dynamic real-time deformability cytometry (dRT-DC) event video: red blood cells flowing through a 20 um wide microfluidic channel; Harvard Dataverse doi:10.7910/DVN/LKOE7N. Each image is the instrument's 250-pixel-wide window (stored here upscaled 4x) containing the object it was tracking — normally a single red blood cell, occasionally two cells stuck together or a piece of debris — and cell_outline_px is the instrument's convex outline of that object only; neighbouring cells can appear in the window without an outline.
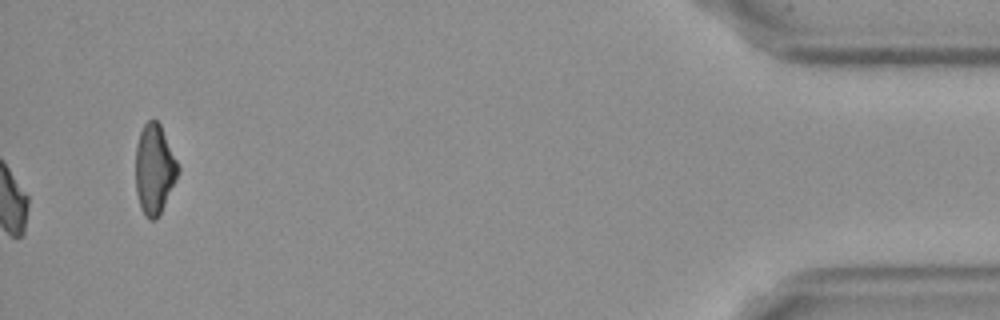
{"species": "Egyptian fruit bat (a non-hibernating species)", "species_latin": "Rousettus aegyptiacus", "temperature_condition": "cold", "stored_images_in_passage": 42, "camera_frame_rate_fps": 3000, "um_per_image_px": 0.085, "frame": {"image": 1, "passage_image": 42, "time_ms": 13.667, "image_size_px": [1000, 320], "cell_outline_px": [[180, 172], [156, 220], [148, 220], [144, 216], [140, 208], [136, 192], [136, 144], [140, 132], [144, 124], [152, 116], [160, 124], [180, 168]], "centroid_in_image_um": [13.11, 14.38], "position_along_channel_um": 422.1, "area_um2": 22.25}, "authors_computed_cell_mechanics": {"area_um2": 17.6868, "velocity_mm_per_s": 3.6447, "shape_relaxation_time_tau1_ms": null, "shape_relaxation_time_tau2_ms": 7.4115, "deformation_change_tau1": null, "deformation_change_tau2": 0.1429}}